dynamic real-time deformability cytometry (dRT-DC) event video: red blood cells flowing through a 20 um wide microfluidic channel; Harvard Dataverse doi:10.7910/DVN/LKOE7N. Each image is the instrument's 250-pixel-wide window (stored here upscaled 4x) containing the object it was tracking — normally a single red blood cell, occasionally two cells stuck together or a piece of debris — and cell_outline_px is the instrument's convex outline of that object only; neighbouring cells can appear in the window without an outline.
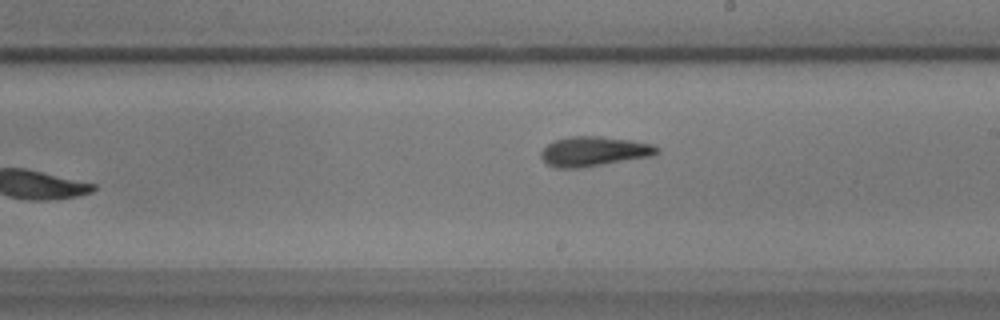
{"species": "common noctule bat (a hibernating species)", "species_latin": "Nyctalus noctula", "temperature_condition": "warm", "stored_images_in_passage": 40, "camera_frame_rate_fps": 3000, "um_per_image_px": 0.085, "animal": {"sex": "male", "body_mass_g": 17.9}, "frame": {"image": 1, "passage_image": 18, "time_ms": 5.667, "image_size_px": [1000, 320], "cell_outline_px": [[660, 152], [652, 156], [580, 168], [556, 168], [544, 164], [540, 156], [540, 152], [552, 140], [568, 136], [600, 136], [632, 140], [652, 144], [660, 148]], "centroid_in_image_um": [50.45, 12.86], "position_along_channel_um": 238.6, "area_um2": 20.4}}
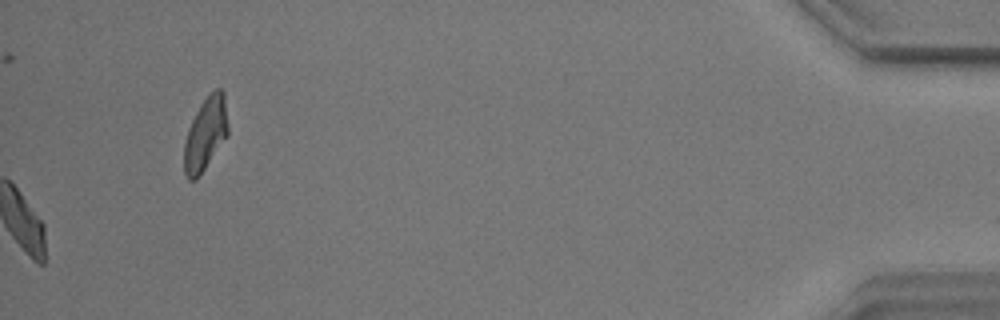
{"frame": {"image": 2, "passage_image": 40, "time_ms": 13.0, "image_size_px": [1000, 320], "cell_outline_px": [[228, 136], [200, 176], [196, 180], [188, 180], [184, 172], [184, 144], [188, 128], [200, 104], [216, 88], [220, 88], [224, 92], [228, 124]], "centroid_in_image_um": [17.47, 11.42], "position_along_channel_um": 417.7, "area_um2": 18.84}, "authors_computed_cell_mechanics": {"area_um2": 19.5364, "velocity_mm_per_s": 3.4599, "shape_relaxation_time_tau1_ms": 4.9458, "shape_relaxation_time_tau2_ms": 3.5568, "deformation_change_tau1": 0.1577, "deformation_change_tau2": 0.1287}}